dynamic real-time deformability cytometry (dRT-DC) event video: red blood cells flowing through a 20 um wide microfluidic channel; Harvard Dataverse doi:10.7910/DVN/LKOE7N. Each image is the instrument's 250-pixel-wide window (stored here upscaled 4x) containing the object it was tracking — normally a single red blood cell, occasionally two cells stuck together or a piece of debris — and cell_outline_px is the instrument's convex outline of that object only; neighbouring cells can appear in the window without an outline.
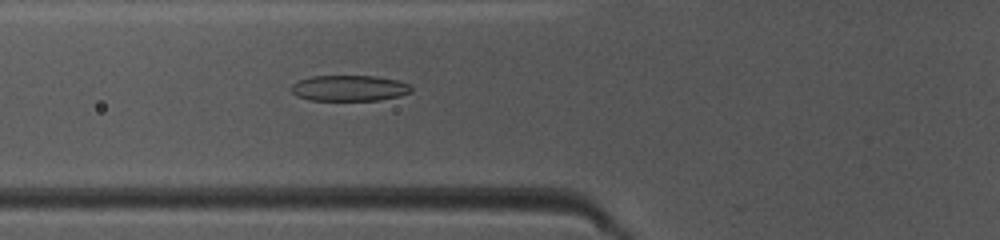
{"species": "common noctule bat (a hibernating species)", "species_latin": "Nyctalus noctula", "temperature_condition": "warm", "stored_images_in_passage": 20, "camera_frame_rate_fps": 3000, "um_per_image_px": 0.085, "animal": {"sex": "female", "body_mass_g": 10.0, "forearm_length_mm": 53.1}, "frame": {"image": 1, "passage_image": 14, "time_ms": 4.333, "image_size_px": [1000, 240], "cell_outline_px": [[412, 92], [400, 96], [380, 100], [308, 100], [296, 96], [288, 88], [296, 80], [312, 76], [376, 76], [396, 80], [408, 84], [412, 88]], "centroid_in_image_um": [29.64, 7.49], "position_along_channel_um": 96.2, "area_um2": 18.26}}
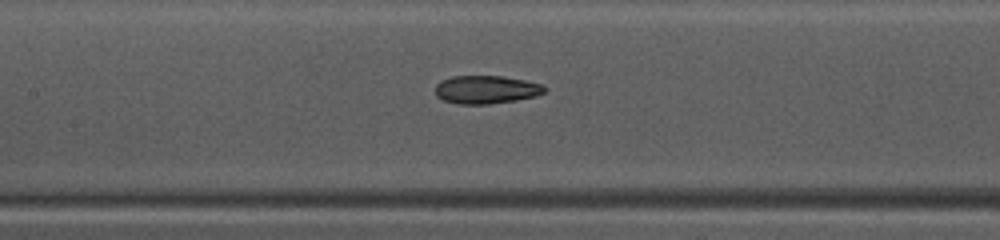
{"frame": {"image": 2, "passage_image": 19, "time_ms": 6.0, "image_size_px": [1000, 240], "cell_outline_px": [[544, 92], [536, 96], [516, 100], [488, 104], [460, 104], [444, 100], [436, 96], [436, 84], [440, 80], [452, 76], [500, 76], [524, 80], [540, 84], [544, 88]], "centroid_in_image_um": [41.28, 7.61], "position_along_channel_um": 166.1, "area_um2": 17.74}}